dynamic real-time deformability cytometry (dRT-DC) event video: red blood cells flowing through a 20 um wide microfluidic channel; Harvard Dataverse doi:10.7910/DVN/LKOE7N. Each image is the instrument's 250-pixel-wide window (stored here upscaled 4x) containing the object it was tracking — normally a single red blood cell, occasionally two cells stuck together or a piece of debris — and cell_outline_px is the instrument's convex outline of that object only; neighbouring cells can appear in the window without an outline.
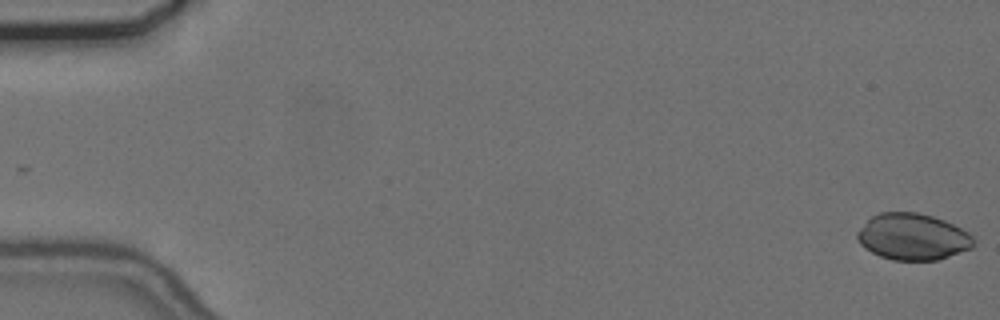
{"species": "common noctule bat (a hibernating species)", "species_latin": "Nyctalus noctula", "temperature_condition": "cold", "stored_images_in_passage": 24, "camera_frame_rate_fps": 3000, "um_per_image_px": 0.085, "animal": {"sex": "female", "body_mass_g": 24.6, "forearm_length_mm": 56.2}, "frame": {"image": 1, "passage_image": 1, "time_ms": 0.0, "image_size_px": [1000, 320], "cell_outline_px": [[976, 244], [972, 248], [936, 260], [892, 260], [880, 256], [864, 248], [860, 244], [856, 236], [856, 232], [872, 216], [880, 212], [916, 212], [932, 216], [944, 220], [968, 232], [976, 240]], "centroid_in_image_um": [77.58, 20.13], "position_along_channel_um": 7.4, "area_um2": 31.5}}
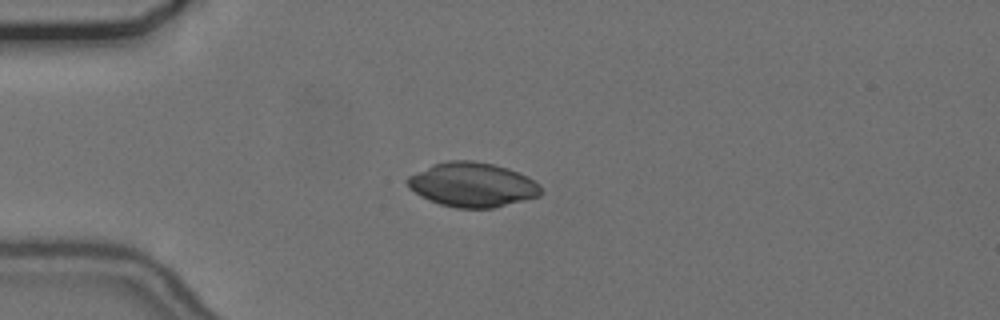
{"frame": {"image": 2, "passage_image": 15, "time_ms": 4.667, "image_size_px": [1000, 320], "cell_outline_px": [[544, 192], [540, 196], [492, 208], [456, 208], [440, 204], [420, 196], [408, 188], [404, 180], [408, 176], [432, 164], [448, 160], [472, 160], [492, 164], [508, 168], [528, 176], [540, 184]], "centroid_in_image_um": [40.15, 15.69], "position_along_channel_um": 44.9, "area_um2": 34.85}}
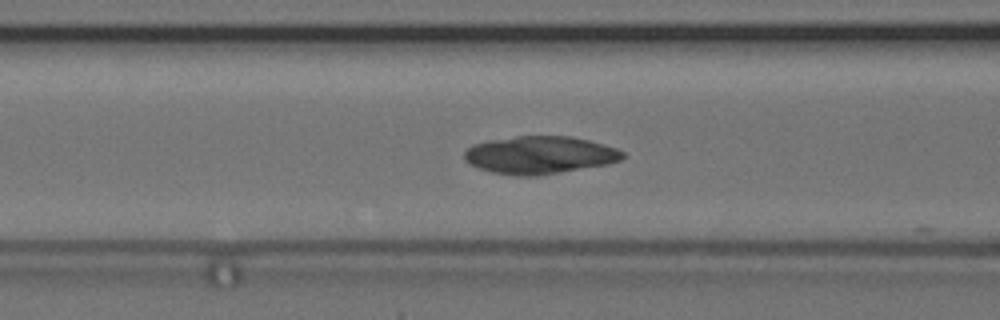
{"frame": {"image": 3, "passage_image": 23, "time_ms": 7.333, "image_size_px": [1000, 320], "cell_outline_px": [[624, 156], [620, 160], [608, 164], [536, 176], [516, 176], [492, 172], [480, 168], [464, 160], [464, 152], [472, 144], [488, 140], [516, 136], [572, 136], [604, 144], [616, 148], [624, 152]], "centroid_in_image_um": [45.87, 13.17], "position_along_channel_um": 120.7, "area_um2": 34.74}}